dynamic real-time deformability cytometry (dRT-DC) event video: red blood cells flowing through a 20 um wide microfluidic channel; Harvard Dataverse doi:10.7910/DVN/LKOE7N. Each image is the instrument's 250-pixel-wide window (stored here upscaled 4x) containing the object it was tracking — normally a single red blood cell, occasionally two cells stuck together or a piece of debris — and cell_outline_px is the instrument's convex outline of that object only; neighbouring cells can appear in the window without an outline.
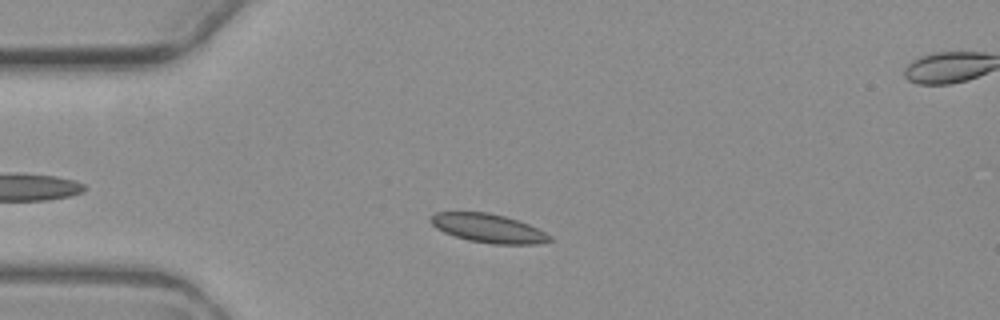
{"species": "common noctule bat (a hibernating species)", "species_latin": "Nyctalus noctula", "temperature_condition": "warm", "stored_images_in_passage": 5, "camera_frame_rate_fps": 3000, "um_per_image_px": 0.085, "animal": {"sex": "female", "body_mass_g": 19.3, "forearm_length_mm": 54.1}, "frame": {"image": 1, "passage_image": 3, "time_ms": 2.667, "image_size_px": [1000, 320], "cell_outline_px": [[552, 240], [536, 244], [492, 244], [468, 240], [444, 232], [436, 228], [428, 220], [436, 212], [488, 212], [504, 216], [528, 224], [552, 236]], "centroid_in_image_um": [41.49, 19.4], "position_along_channel_um": 43.5, "area_um2": 19.77}}
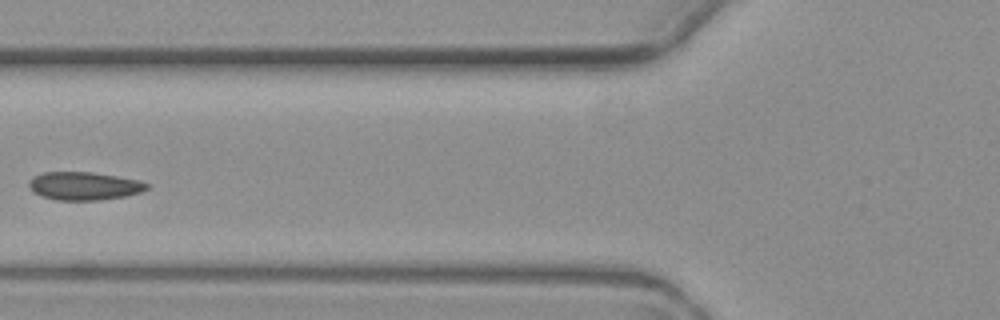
{"frame": {"image": 2, "passage_image": 5, "time_ms": 5.333, "image_size_px": [1000, 320], "cell_outline_px": [[148, 188], [140, 192], [124, 196], [96, 200], [56, 200], [32, 192], [28, 188], [28, 180], [32, 176], [40, 172], [92, 172], [140, 180], [148, 184]], "centroid_in_image_um": [7.08, 15.79], "position_along_channel_um": 118.7, "area_um2": 19.36}}